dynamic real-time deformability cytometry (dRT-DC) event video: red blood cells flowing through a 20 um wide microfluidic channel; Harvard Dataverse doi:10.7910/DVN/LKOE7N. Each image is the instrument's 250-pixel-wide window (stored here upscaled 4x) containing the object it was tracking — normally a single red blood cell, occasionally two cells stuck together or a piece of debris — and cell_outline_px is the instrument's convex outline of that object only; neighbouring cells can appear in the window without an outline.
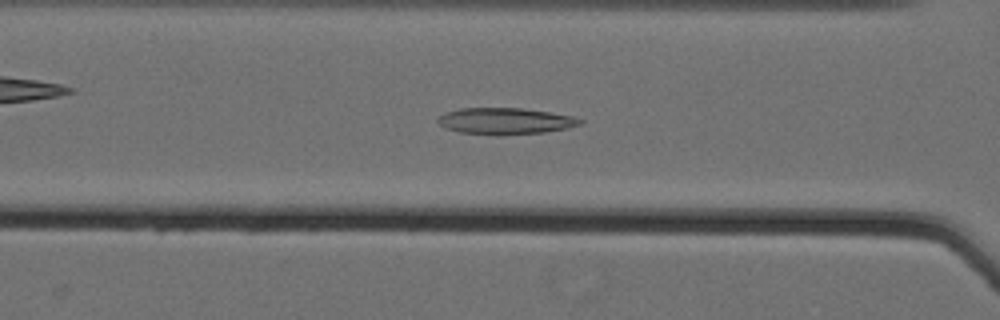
{"species": "Egyptian fruit bat (a non-hibernating species)", "species_latin": "Rousettus aegyptiacus", "temperature_condition": "cold", "stored_images_in_passage": 51, "camera_frame_rate_fps": 3000, "um_per_image_px": 0.085, "animal": {"sex": "female"}, "frame": {"image": 1, "passage_image": 20, "time_ms": 6.333, "image_size_px": [1000, 320], "cell_outline_px": [[584, 124], [544, 132], [460, 132], [444, 128], [436, 120], [444, 112], [460, 108], [520, 108], [548, 112], [572, 116], [584, 120]], "centroid_in_image_um": [42.94, 10.24], "position_along_channel_um": 123.7, "area_um2": 20.81}}
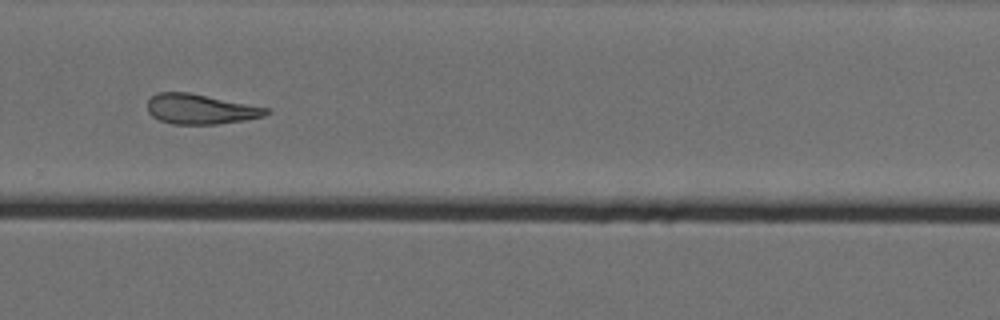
{"frame": {"image": 2, "passage_image": 36, "time_ms": 11.667, "image_size_px": [1000, 320], "cell_outline_px": [[272, 112], [264, 116], [244, 120], [216, 124], [172, 124], [160, 120], [152, 116], [148, 112], [148, 100], [152, 96], [160, 92], [188, 92], [268, 108]], "centroid_in_image_um": [17.03, 9.28], "position_along_channel_um": 312.8, "area_um2": 20.58}}
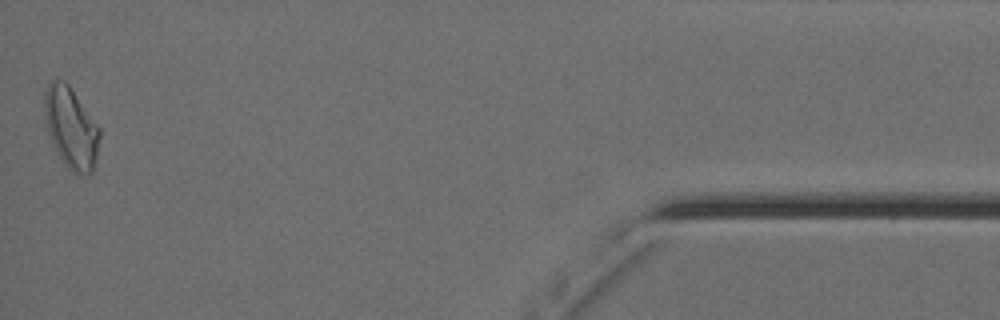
{"frame": {"image": 3, "passage_image": 51, "time_ms": 16.667, "image_size_px": [1000, 320], "cell_outline_px": [[100, 136], [96, 156], [92, 172], [88, 176], [76, 176], [64, 164], [48, 132], [44, 112], [44, 92], [48, 84], [52, 80], [64, 80], [68, 84], [100, 128]], "centroid_in_image_um": [6.04, 10.89], "position_along_channel_um": 429.2, "area_um2": 25.89}, "authors_computed_cell_mechanics": {"area_um2": 22.3686, "velocity_mm_per_s": 3.5549, "shape_relaxation_time_tau1_ms": null, "shape_relaxation_time_tau2_ms": 2.8037, "deformation_change_tau1": null, "deformation_change_tau2": 0.1127}}